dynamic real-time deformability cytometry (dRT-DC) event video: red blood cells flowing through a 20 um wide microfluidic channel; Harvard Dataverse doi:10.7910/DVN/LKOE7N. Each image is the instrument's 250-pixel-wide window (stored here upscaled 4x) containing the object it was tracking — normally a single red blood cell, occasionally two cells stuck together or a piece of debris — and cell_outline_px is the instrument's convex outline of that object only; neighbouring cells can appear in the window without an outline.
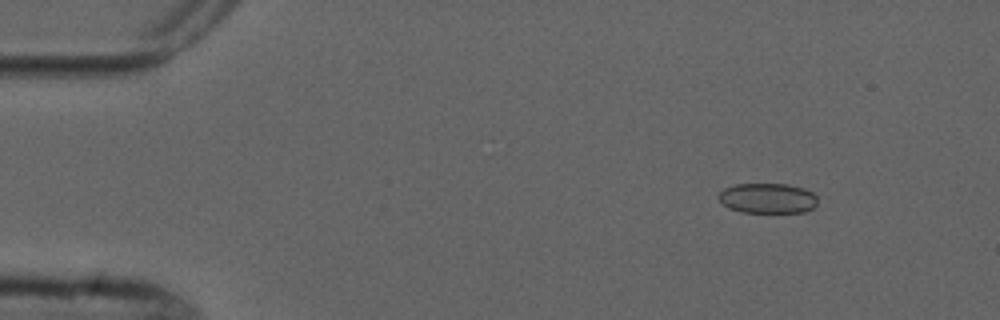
{"species": "common noctule bat (a hibernating species)", "species_latin": "Nyctalus noctula", "temperature_condition": "cold", "stored_images_in_passage": 3, "camera_frame_rate_fps": 3000, "um_per_image_px": 0.085, "animal": {"sex": "male", "forearm_length_mm": 52.5}, "frame": {"image": 1, "passage_image": 1, "time_ms": 0.0, "image_size_px": [1000, 320], "cell_outline_px": [[816, 204], [812, 208], [804, 212], [740, 212], [728, 208], [716, 196], [724, 188], [736, 184], [788, 184], [804, 188], [812, 192], [816, 196]], "centroid_in_image_um": [65.23, 16.85], "position_along_channel_um": 19.8, "area_um2": 17.4}}
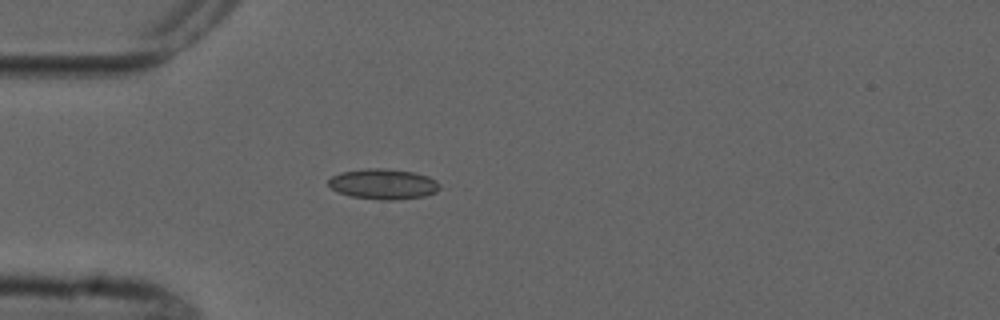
{"frame": {"image": 2, "passage_image": 3, "time_ms": 3.0, "image_size_px": [1000, 320], "cell_outline_px": [[448, 188], [424, 196], [392, 200], [380, 200], [352, 196], [336, 192], [328, 184], [328, 180], [332, 176], [340, 172], [364, 168], [384, 168], [412, 172], [428, 176], [436, 180]], "centroid_in_image_um": [32.64, 15.64], "position_along_channel_um": 52.4, "area_um2": 20.06}}